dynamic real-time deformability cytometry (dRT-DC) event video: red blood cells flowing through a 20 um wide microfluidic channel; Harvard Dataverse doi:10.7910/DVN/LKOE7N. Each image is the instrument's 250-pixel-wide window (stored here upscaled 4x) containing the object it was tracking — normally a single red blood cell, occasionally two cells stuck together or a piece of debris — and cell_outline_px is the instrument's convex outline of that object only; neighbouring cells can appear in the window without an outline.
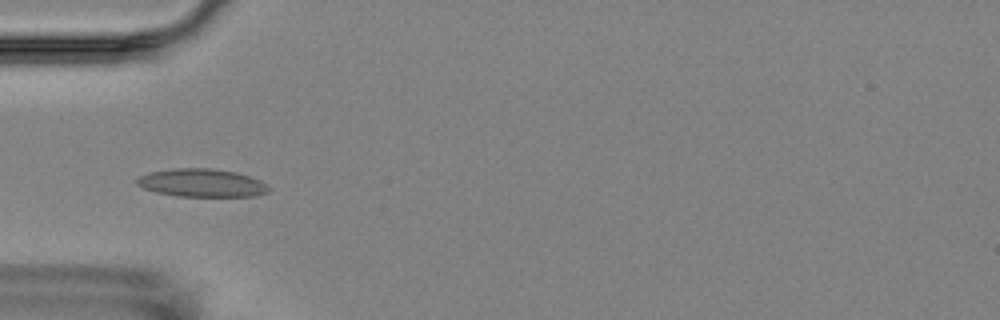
{"species": "Egyptian fruit bat (a non-hibernating species)", "species_latin": "Rousettus aegyptiacus", "temperature_condition": "room temperature", "stored_images_in_passage": 10, "camera_frame_rate_fps": 3000, "um_per_image_px": 0.085, "animal": {"sex": "female"}, "frame": {"image": 1, "passage_image": 4, "time_ms": 4.333, "image_size_px": [1000, 320], "cell_outline_px": [[272, 188], [268, 192], [256, 196], [176, 196], [156, 192], [144, 188], [136, 184], [136, 180], [140, 176], [148, 172], [172, 168], [208, 168], [236, 172], [260, 180]], "centroid_in_image_um": [17.15, 15.54], "position_along_channel_um": 67.8, "area_um2": 21.62}}
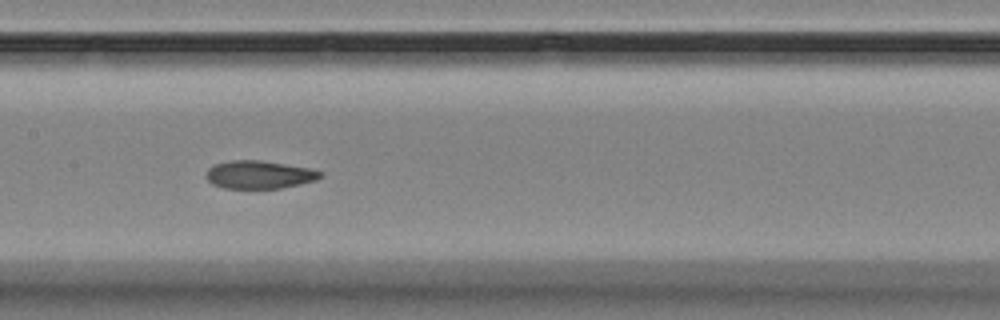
{"frame": {"image": 2, "passage_image": 7, "time_ms": 7.667, "image_size_px": [1000, 320], "cell_outline_px": [[324, 176], [316, 180], [280, 188], [224, 188], [212, 184], [204, 176], [208, 168], [212, 164], [232, 160], [260, 160], [308, 168], [324, 172]], "centroid_in_image_um": [22.0, 14.84], "position_along_channel_um": 185.4, "area_um2": 18.67}}
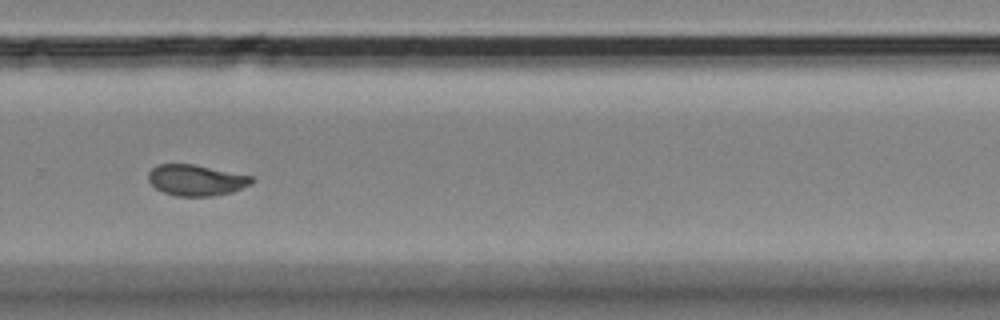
{"frame": {"image": 3, "passage_image": 10, "time_ms": 11.333, "image_size_px": [1000, 320], "cell_outline_px": [[256, 180], [252, 184], [232, 192], [212, 196], [176, 196], [164, 192], [156, 188], [148, 180], [148, 172], [156, 164], [192, 164], [252, 176]], "centroid_in_image_um": [16.68, 15.31], "position_along_channel_um": 313.1, "area_um2": 18.67}}